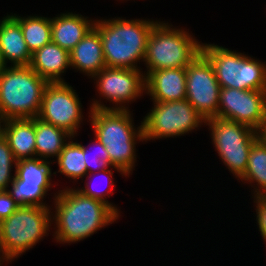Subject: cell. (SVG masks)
<instances>
[{"instance_id": "6da1fadb", "label": "cell", "mask_w": 266, "mask_h": 266, "mask_svg": "<svg viewBox=\"0 0 266 266\" xmlns=\"http://www.w3.org/2000/svg\"><path fill=\"white\" fill-rule=\"evenodd\" d=\"M61 189L53 193L51 205V232L56 243H78L120 219L109 205L83 195L75 186Z\"/></svg>"}, {"instance_id": "7a4b0ae2", "label": "cell", "mask_w": 266, "mask_h": 266, "mask_svg": "<svg viewBox=\"0 0 266 266\" xmlns=\"http://www.w3.org/2000/svg\"><path fill=\"white\" fill-rule=\"evenodd\" d=\"M158 21L149 18H96L94 27L100 33L106 67L142 69L140 62H144L149 36Z\"/></svg>"}, {"instance_id": "3957f363", "label": "cell", "mask_w": 266, "mask_h": 266, "mask_svg": "<svg viewBox=\"0 0 266 266\" xmlns=\"http://www.w3.org/2000/svg\"><path fill=\"white\" fill-rule=\"evenodd\" d=\"M133 111L91 109L87 122L97 139L105 146L110 165L121 169L127 177L137 163L136 144L144 143L143 123L134 124ZM137 126V127H135Z\"/></svg>"}, {"instance_id": "277c9868", "label": "cell", "mask_w": 266, "mask_h": 266, "mask_svg": "<svg viewBox=\"0 0 266 266\" xmlns=\"http://www.w3.org/2000/svg\"><path fill=\"white\" fill-rule=\"evenodd\" d=\"M187 30L160 20L153 26L143 62L145 77L155 70L184 68L201 53L202 42Z\"/></svg>"}, {"instance_id": "5b68a950", "label": "cell", "mask_w": 266, "mask_h": 266, "mask_svg": "<svg viewBox=\"0 0 266 266\" xmlns=\"http://www.w3.org/2000/svg\"><path fill=\"white\" fill-rule=\"evenodd\" d=\"M51 207L19 206L0 222V255L10 263L43 241L52 230Z\"/></svg>"}, {"instance_id": "8992f818", "label": "cell", "mask_w": 266, "mask_h": 266, "mask_svg": "<svg viewBox=\"0 0 266 266\" xmlns=\"http://www.w3.org/2000/svg\"><path fill=\"white\" fill-rule=\"evenodd\" d=\"M49 82L30 66H10L0 72V114L6 119L38 116Z\"/></svg>"}, {"instance_id": "52a82bcc", "label": "cell", "mask_w": 266, "mask_h": 266, "mask_svg": "<svg viewBox=\"0 0 266 266\" xmlns=\"http://www.w3.org/2000/svg\"><path fill=\"white\" fill-rule=\"evenodd\" d=\"M201 53L213 65L221 88L266 90V61L214 43H202Z\"/></svg>"}, {"instance_id": "ba28073f", "label": "cell", "mask_w": 266, "mask_h": 266, "mask_svg": "<svg viewBox=\"0 0 266 266\" xmlns=\"http://www.w3.org/2000/svg\"><path fill=\"white\" fill-rule=\"evenodd\" d=\"M211 143L223 165L237 179L244 175L249 152L259 134L253 128L232 120L212 117L205 120Z\"/></svg>"}, {"instance_id": "9c48e42d", "label": "cell", "mask_w": 266, "mask_h": 266, "mask_svg": "<svg viewBox=\"0 0 266 266\" xmlns=\"http://www.w3.org/2000/svg\"><path fill=\"white\" fill-rule=\"evenodd\" d=\"M145 143L150 140L177 138L205 127V119L187 100L153 102L152 108L143 117Z\"/></svg>"}, {"instance_id": "30bf717a", "label": "cell", "mask_w": 266, "mask_h": 266, "mask_svg": "<svg viewBox=\"0 0 266 266\" xmlns=\"http://www.w3.org/2000/svg\"><path fill=\"white\" fill-rule=\"evenodd\" d=\"M142 70L103 68L92 78L99 93L95 95H99L97 98H100L90 100L89 111L91 109L130 110L129 103L132 104L146 94L145 75ZM105 99L104 102L112 103V106L104 104Z\"/></svg>"}, {"instance_id": "8fae6325", "label": "cell", "mask_w": 266, "mask_h": 266, "mask_svg": "<svg viewBox=\"0 0 266 266\" xmlns=\"http://www.w3.org/2000/svg\"><path fill=\"white\" fill-rule=\"evenodd\" d=\"M78 95L68 82H49L37 117L77 137L85 118Z\"/></svg>"}, {"instance_id": "7c38bea8", "label": "cell", "mask_w": 266, "mask_h": 266, "mask_svg": "<svg viewBox=\"0 0 266 266\" xmlns=\"http://www.w3.org/2000/svg\"><path fill=\"white\" fill-rule=\"evenodd\" d=\"M52 164L53 161L37 157L17 161L15 177L7 191L19 206L51 207L45 198L55 187Z\"/></svg>"}, {"instance_id": "4fadbf2b", "label": "cell", "mask_w": 266, "mask_h": 266, "mask_svg": "<svg viewBox=\"0 0 266 266\" xmlns=\"http://www.w3.org/2000/svg\"><path fill=\"white\" fill-rule=\"evenodd\" d=\"M220 90L213 65L200 53L186 66V99L208 120L217 117Z\"/></svg>"}, {"instance_id": "5bb4252c", "label": "cell", "mask_w": 266, "mask_h": 266, "mask_svg": "<svg viewBox=\"0 0 266 266\" xmlns=\"http://www.w3.org/2000/svg\"><path fill=\"white\" fill-rule=\"evenodd\" d=\"M217 117L244 124L258 132L266 119V90L221 88Z\"/></svg>"}, {"instance_id": "9a60e30c", "label": "cell", "mask_w": 266, "mask_h": 266, "mask_svg": "<svg viewBox=\"0 0 266 266\" xmlns=\"http://www.w3.org/2000/svg\"><path fill=\"white\" fill-rule=\"evenodd\" d=\"M145 88L153 102L186 99V67L151 71L145 77Z\"/></svg>"}, {"instance_id": "2e32d148", "label": "cell", "mask_w": 266, "mask_h": 266, "mask_svg": "<svg viewBox=\"0 0 266 266\" xmlns=\"http://www.w3.org/2000/svg\"><path fill=\"white\" fill-rule=\"evenodd\" d=\"M70 67L93 78L106 67L99 31L93 26L84 38L69 52Z\"/></svg>"}, {"instance_id": "e0dca14e", "label": "cell", "mask_w": 266, "mask_h": 266, "mask_svg": "<svg viewBox=\"0 0 266 266\" xmlns=\"http://www.w3.org/2000/svg\"><path fill=\"white\" fill-rule=\"evenodd\" d=\"M95 19L76 14L60 13L51 18L52 42L70 52L94 26Z\"/></svg>"}, {"instance_id": "ac0fdd59", "label": "cell", "mask_w": 266, "mask_h": 266, "mask_svg": "<svg viewBox=\"0 0 266 266\" xmlns=\"http://www.w3.org/2000/svg\"><path fill=\"white\" fill-rule=\"evenodd\" d=\"M0 48L6 65L29 66L32 53L24 40L20 23L11 14L0 19Z\"/></svg>"}, {"instance_id": "d6986e66", "label": "cell", "mask_w": 266, "mask_h": 266, "mask_svg": "<svg viewBox=\"0 0 266 266\" xmlns=\"http://www.w3.org/2000/svg\"><path fill=\"white\" fill-rule=\"evenodd\" d=\"M29 66L48 82H66L63 76L68 68L71 70L70 55L59 45L50 42L32 53Z\"/></svg>"}, {"instance_id": "ffe728a7", "label": "cell", "mask_w": 266, "mask_h": 266, "mask_svg": "<svg viewBox=\"0 0 266 266\" xmlns=\"http://www.w3.org/2000/svg\"><path fill=\"white\" fill-rule=\"evenodd\" d=\"M5 139L17 161L36 157L34 118L8 119Z\"/></svg>"}, {"instance_id": "44dd1931", "label": "cell", "mask_w": 266, "mask_h": 266, "mask_svg": "<svg viewBox=\"0 0 266 266\" xmlns=\"http://www.w3.org/2000/svg\"><path fill=\"white\" fill-rule=\"evenodd\" d=\"M34 123L36 157L52 161L51 159L60 154L72 135L38 117L34 118Z\"/></svg>"}, {"instance_id": "7402d4cb", "label": "cell", "mask_w": 266, "mask_h": 266, "mask_svg": "<svg viewBox=\"0 0 266 266\" xmlns=\"http://www.w3.org/2000/svg\"><path fill=\"white\" fill-rule=\"evenodd\" d=\"M251 186V196L266 195V144L258 137L249 152L247 167L239 182Z\"/></svg>"}, {"instance_id": "603a6c76", "label": "cell", "mask_w": 266, "mask_h": 266, "mask_svg": "<svg viewBox=\"0 0 266 266\" xmlns=\"http://www.w3.org/2000/svg\"><path fill=\"white\" fill-rule=\"evenodd\" d=\"M74 140H76V138L72 136L60 154L55 160H52L53 164L57 163L59 167L57 169L58 171L53 172V175L56 176V173H60V175L63 174L64 177L70 179L69 181L73 180V185L76 181L83 180L87 175L82 143L78 141L74 142Z\"/></svg>"}, {"instance_id": "cb8c5ba5", "label": "cell", "mask_w": 266, "mask_h": 266, "mask_svg": "<svg viewBox=\"0 0 266 266\" xmlns=\"http://www.w3.org/2000/svg\"><path fill=\"white\" fill-rule=\"evenodd\" d=\"M11 15L20 23L24 40L31 53L52 42L51 17L38 16V14L27 17L15 13Z\"/></svg>"}, {"instance_id": "d4e9b609", "label": "cell", "mask_w": 266, "mask_h": 266, "mask_svg": "<svg viewBox=\"0 0 266 266\" xmlns=\"http://www.w3.org/2000/svg\"><path fill=\"white\" fill-rule=\"evenodd\" d=\"M111 168L113 169V172H114V169H116L115 171L120 173V175H122L123 177L127 178L126 177L127 175L121 169H119L118 167H115V166L114 167L111 166L109 169L102 170V171H99L97 173L87 174L84 177L85 180L84 179L82 180V182L83 181L85 182L84 183L85 186H83L82 188L81 187L79 188V185H78V187L76 189L87 197H91L93 199L100 200V201L104 202L105 204L109 205L119 216H121L120 213H122V212L120 211L119 207L117 208L116 204L114 205L112 202L107 200L108 198H110V196L113 195V193H114L113 190L115 188V184H114L115 178L113 176V172H112ZM96 174L103 177V178H101V181L105 180L107 187H105V188L103 187V185H105V184H102V187L104 189L101 188V185L98 186L99 184L95 185L98 182V180H97L98 178H97ZM95 175H96L95 179L92 180L91 177H94ZM100 176H99V178H100ZM99 183H100V181H99ZM94 186L95 187L98 186V187L95 188Z\"/></svg>"}, {"instance_id": "484cf974", "label": "cell", "mask_w": 266, "mask_h": 266, "mask_svg": "<svg viewBox=\"0 0 266 266\" xmlns=\"http://www.w3.org/2000/svg\"><path fill=\"white\" fill-rule=\"evenodd\" d=\"M94 139L95 140L92 143H89L88 147L82 144L87 174L97 173L111 167L110 157L105 146L97 139V137L94 136ZM94 148V151L91 150Z\"/></svg>"}, {"instance_id": "4316f807", "label": "cell", "mask_w": 266, "mask_h": 266, "mask_svg": "<svg viewBox=\"0 0 266 266\" xmlns=\"http://www.w3.org/2000/svg\"><path fill=\"white\" fill-rule=\"evenodd\" d=\"M17 160L13 151L4 138L0 141V191H7L12 184L16 173ZM15 168L14 170H12ZM14 171V173H12Z\"/></svg>"}, {"instance_id": "83f0119b", "label": "cell", "mask_w": 266, "mask_h": 266, "mask_svg": "<svg viewBox=\"0 0 266 266\" xmlns=\"http://www.w3.org/2000/svg\"><path fill=\"white\" fill-rule=\"evenodd\" d=\"M253 203L256 212V224L258 226V231L263 239L266 242V195L264 196H255L253 197Z\"/></svg>"}, {"instance_id": "f1b7e54d", "label": "cell", "mask_w": 266, "mask_h": 266, "mask_svg": "<svg viewBox=\"0 0 266 266\" xmlns=\"http://www.w3.org/2000/svg\"><path fill=\"white\" fill-rule=\"evenodd\" d=\"M18 207L8 191H0V222L8 218Z\"/></svg>"}, {"instance_id": "f546056e", "label": "cell", "mask_w": 266, "mask_h": 266, "mask_svg": "<svg viewBox=\"0 0 266 266\" xmlns=\"http://www.w3.org/2000/svg\"><path fill=\"white\" fill-rule=\"evenodd\" d=\"M8 119H6L2 114H0V141L5 138V129Z\"/></svg>"}, {"instance_id": "4dcf8cb0", "label": "cell", "mask_w": 266, "mask_h": 266, "mask_svg": "<svg viewBox=\"0 0 266 266\" xmlns=\"http://www.w3.org/2000/svg\"><path fill=\"white\" fill-rule=\"evenodd\" d=\"M260 139L266 144V119L263 122L262 127L258 131Z\"/></svg>"}, {"instance_id": "1f68e13d", "label": "cell", "mask_w": 266, "mask_h": 266, "mask_svg": "<svg viewBox=\"0 0 266 266\" xmlns=\"http://www.w3.org/2000/svg\"><path fill=\"white\" fill-rule=\"evenodd\" d=\"M7 67L0 48V72Z\"/></svg>"}, {"instance_id": "d6a6232c", "label": "cell", "mask_w": 266, "mask_h": 266, "mask_svg": "<svg viewBox=\"0 0 266 266\" xmlns=\"http://www.w3.org/2000/svg\"><path fill=\"white\" fill-rule=\"evenodd\" d=\"M3 264L7 265V264H9V261L7 259H5L4 257H0V266H3Z\"/></svg>"}]
</instances>
